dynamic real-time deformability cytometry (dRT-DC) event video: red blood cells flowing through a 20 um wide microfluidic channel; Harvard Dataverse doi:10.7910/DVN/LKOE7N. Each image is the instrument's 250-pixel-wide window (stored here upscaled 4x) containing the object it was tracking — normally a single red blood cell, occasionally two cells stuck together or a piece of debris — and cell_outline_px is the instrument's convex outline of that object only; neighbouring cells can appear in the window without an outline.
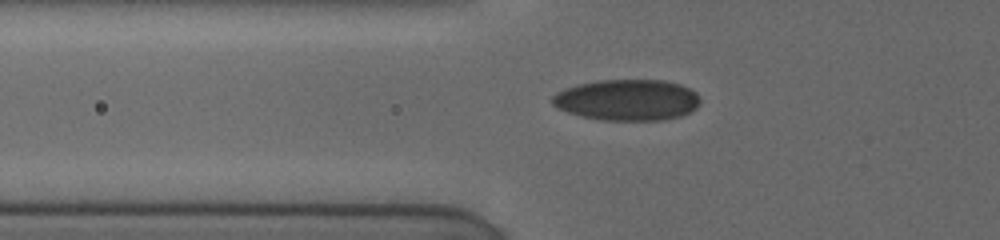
{"species": "human", "species_latin": "Homo sapiens", "temperature_condition": "cold", "stored_images_in_passage": 8, "camera_frame_rate_fps": 3000, "um_per_image_px": 0.085, "donor": {"sex": "female"}, "frame": {"image": 1, "passage_image": 2, "time_ms": 0.333, "image_size_px": [1000, 240], "cell_outline_px": [[700, 104], [696, 108], [680, 116], [660, 120], [600, 120], [580, 116], [568, 112], [552, 104], [552, 96], [556, 92], [564, 88], [576, 84], [600, 80], [664, 80], [680, 84], [696, 92], [700, 100]], "centroid_in_image_um": [53.3, 8.49], "position_along_channel_um": 72.5, "area_um2": 35.49}}
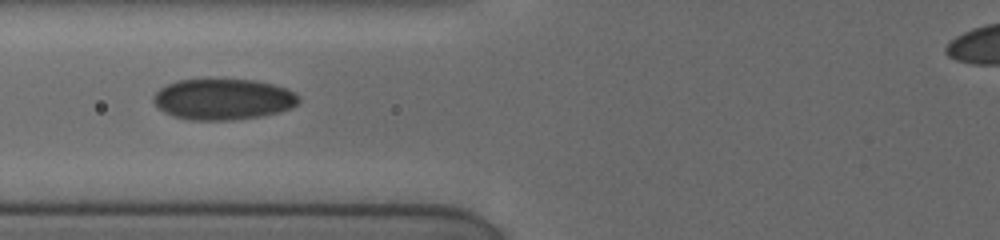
{"frame": {"image": 2, "passage_image": 4, "time_ms": 1.333, "image_size_px": [1000, 240], "cell_outline_px": [[300, 100], [292, 108], [280, 112], [260, 116], [232, 120], [188, 120], [172, 116], [164, 112], [152, 100], [152, 96], [160, 88], [176, 80], [208, 76], [256, 80], [288, 88], [296, 92], [300, 96]], "centroid_in_image_um": [18.96, 8.39], "position_along_channel_um": 106.8, "area_um2": 36.01}}
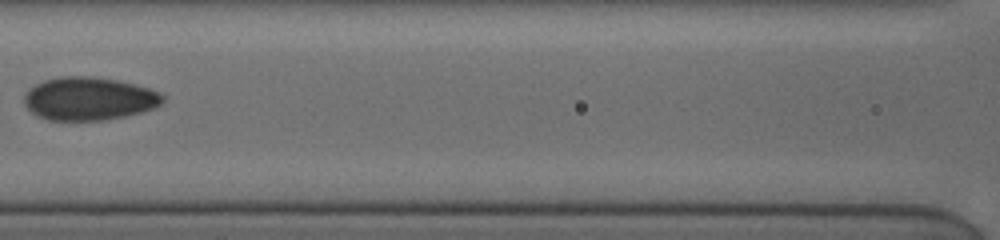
{"frame": {"image": 3, "passage_image": 7, "time_ms": 2.667, "image_size_px": [1000, 240], "cell_outline_px": [[164, 100], [160, 104], [152, 108], [140, 112], [124, 116], [104, 120], [48, 120], [36, 116], [24, 104], [24, 96], [28, 88], [44, 80], [60, 76], [92, 76], [116, 80], [148, 88], [160, 92], [164, 96]], "centroid_in_image_um": [7.52, 8.38], "position_along_channel_um": 159.1, "area_um2": 34.74}}